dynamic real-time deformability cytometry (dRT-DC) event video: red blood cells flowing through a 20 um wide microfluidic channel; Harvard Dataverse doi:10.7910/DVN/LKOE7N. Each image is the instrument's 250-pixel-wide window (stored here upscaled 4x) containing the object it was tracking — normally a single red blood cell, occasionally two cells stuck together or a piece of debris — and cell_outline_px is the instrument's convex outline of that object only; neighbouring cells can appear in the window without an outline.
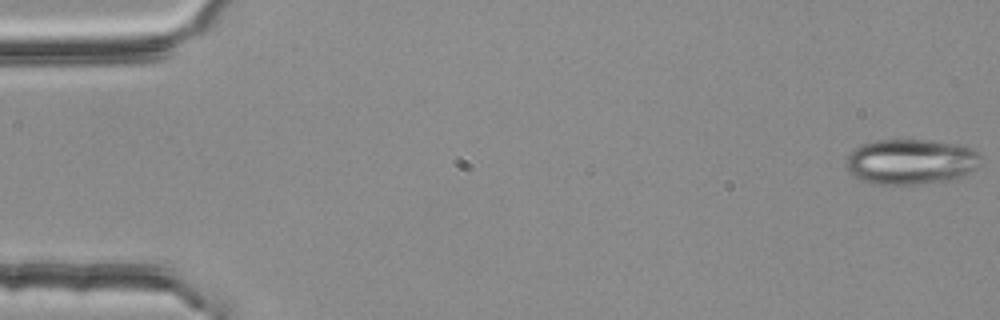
{"species": "common noctule bat (a hibernating species)", "species_latin": "Nyctalus noctula", "temperature_condition": "room temperature", "stored_images_in_passage": 55, "camera_frame_rate_fps": 3000, "um_per_image_px": 0.085, "animal": {"sex": "female", "body_mass_g": 25.1}, "frame": {"image": 1, "passage_image": 1, "time_ms": 0.0, "image_size_px": [1000, 320], "cell_outline_px": [[980, 160], [976, 168], [964, 176], [948, 180], [912, 184], [876, 184], [864, 180], [848, 172], [844, 164], [848, 156], [860, 144], [876, 140], [928, 140], [960, 144], [972, 148], [980, 152]], "centroid_in_image_um": [77.44, 13.73], "position_along_channel_um": 7.6, "area_um2": 35.6}}
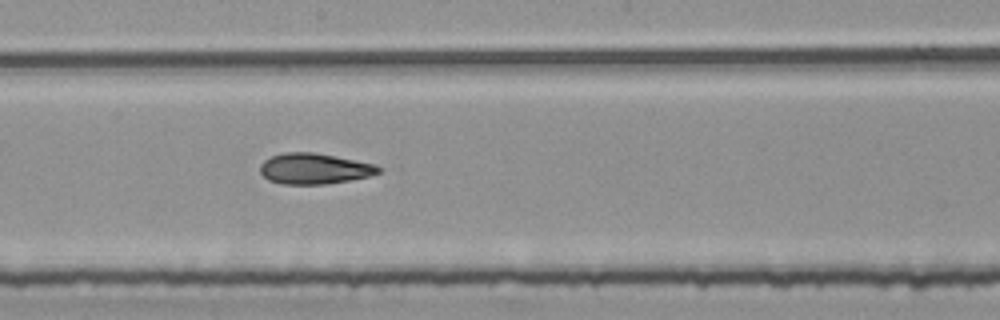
{"frame": {"image": 2, "passage_image": 30, "time_ms": 9.667, "image_size_px": [1000, 320], "cell_outline_px": [[384, 168], [380, 172], [368, 176], [348, 180], [324, 184], [280, 184], [268, 180], [260, 172], [260, 164], [264, 160], [272, 156], [284, 152], [316, 152], [376, 164]], "centroid_in_image_um": [26.72, 14.33], "position_along_channel_um": 221.5, "area_um2": 21.33}}
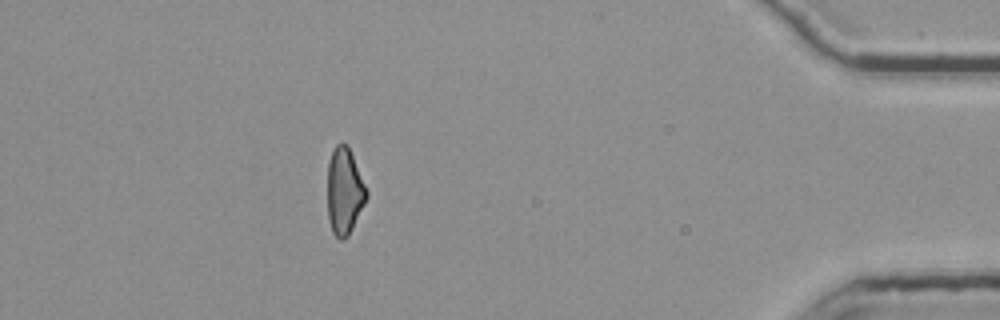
{"frame": {"image": 3, "passage_image": 49, "time_ms": 16.0, "image_size_px": [1000, 320], "cell_outline_px": [[368, 196], [348, 236], [344, 240], [340, 240], [332, 232], [328, 220], [328, 160], [332, 148], [336, 144], [348, 144], [368, 192]], "centroid_in_image_um": [29.26, 16.24], "position_along_channel_um": 405.9, "area_um2": 19.77}, "authors_computed_cell_mechanics": {"area_um2": 21.3282, "velocity_mm_per_s": 3.7678, "shape_relaxation_time_tau1_ms": null, "shape_relaxation_time_tau2_ms": 3.9398, "deformation_change_tau1": null, "deformation_change_tau2": 0.1313}}